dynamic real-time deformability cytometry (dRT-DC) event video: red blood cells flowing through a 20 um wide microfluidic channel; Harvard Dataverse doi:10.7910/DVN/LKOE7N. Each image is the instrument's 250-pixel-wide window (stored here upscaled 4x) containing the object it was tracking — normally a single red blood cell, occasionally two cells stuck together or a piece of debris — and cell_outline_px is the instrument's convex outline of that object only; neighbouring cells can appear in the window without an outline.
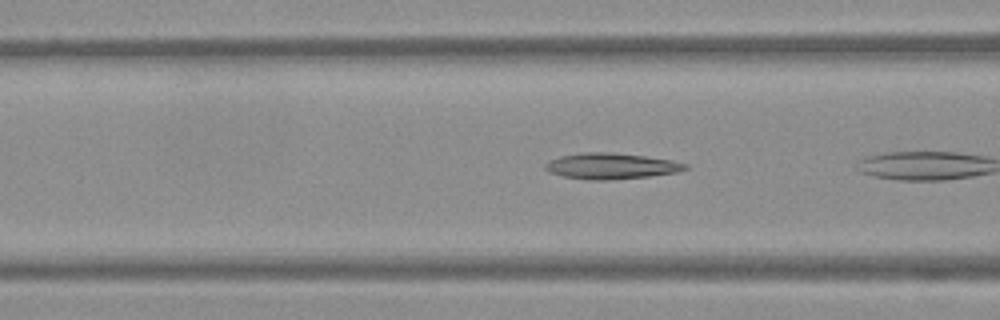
{"species": "Egyptian fruit bat (a non-hibernating species)", "species_latin": "Rousettus aegyptiacus", "temperature_condition": "warm", "stored_images_in_passage": 4, "camera_frame_rate_fps": 3000, "um_per_image_px": 0.085, "frame": {"image": 1, "passage_image": 3, "time_ms": 0.667, "image_size_px": [1000, 320], "cell_outline_px": [[688, 168], [676, 172], [648, 176], [608, 180], [588, 180], [564, 176], [548, 172], [544, 168], [544, 164], [548, 160], [560, 156], [584, 152], [608, 152], [644, 156], [672, 160], [688, 164]], "centroid_in_image_um": [51.9, 14.11], "position_along_channel_um": 114.7, "area_um2": 21.1}}